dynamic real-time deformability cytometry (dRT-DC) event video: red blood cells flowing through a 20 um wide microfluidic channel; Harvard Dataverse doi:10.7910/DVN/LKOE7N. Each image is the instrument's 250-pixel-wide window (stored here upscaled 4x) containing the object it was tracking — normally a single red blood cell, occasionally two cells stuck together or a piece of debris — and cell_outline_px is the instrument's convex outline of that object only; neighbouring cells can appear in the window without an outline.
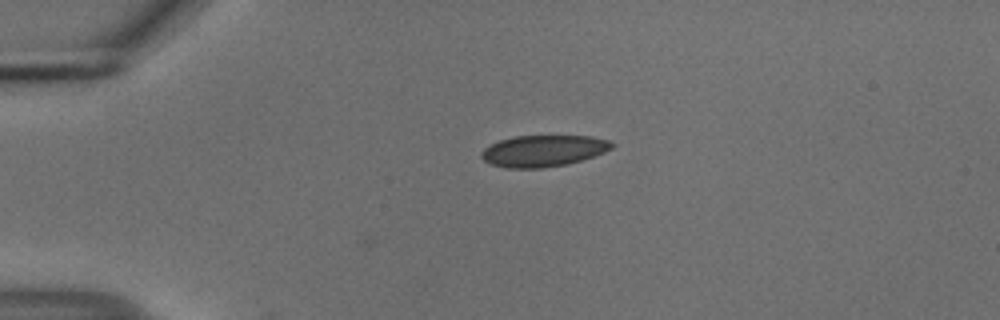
{"species": "common noctule bat (a hibernating species)", "species_latin": "Nyctalus noctula", "temperature_condition": "cold", "stored_images_in_passage": 2, "camera_frame_rate_fps": 3000, "um_per_image_px": 0.085, "animal": {"sex": "male", "body_mass_g": 18.8}, "frame": {"image": 1, "passage_image": 1, "time_ms": 0.0, "image_size_px": [1000, 320], "cell_outline_px": [[616, 144], [612, 148], [604, 152], [568, 164], [540, 168], [508, 168], [492, 164], [484, 160], [480, 156], [480, 152], [484, 148], [500, 140], [516, 136], [592, 136], [608, 140]], "centroid_in_image_um": [46.18, 12.82], "position_along_channel_um": 38.8, "area_um2": 23.76}}